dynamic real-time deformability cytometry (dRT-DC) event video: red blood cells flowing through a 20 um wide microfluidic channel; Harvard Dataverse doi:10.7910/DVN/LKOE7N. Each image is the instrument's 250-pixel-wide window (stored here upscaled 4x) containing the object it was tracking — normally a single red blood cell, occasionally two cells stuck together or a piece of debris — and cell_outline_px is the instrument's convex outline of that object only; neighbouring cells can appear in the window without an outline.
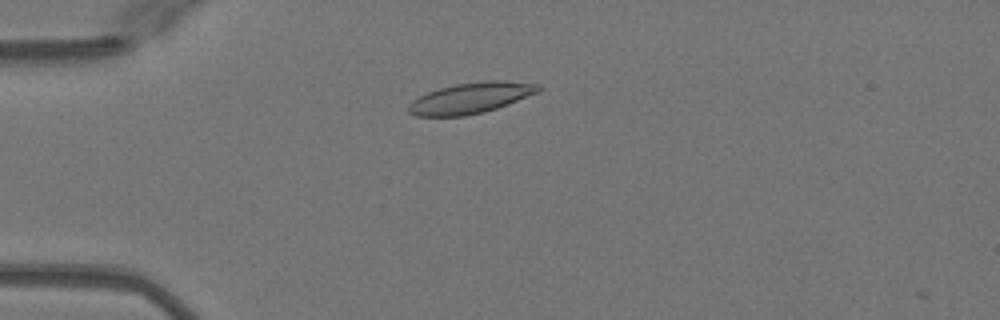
{"species": "Egyptian fruit bat (a non-hibernating species)", "species_latin": "Rousettus aegyptiacus", "temperature_condition": "warm", "stored_images_in_passage": 10, "camera_frame_rate_fps": 3000, "um_per_image_px": 0.085, "animal": {"sex": "female"}, "frame": {"image": 1, "passage_image": 8, "time_ms": 2.333, "image_size_px": [1000, 320], "cell_outline_px": [[544, 88], [540, 92], [508, 104], [484, 112], [464, 116], [416, 116], [408, 112], [408, 104], [412, 100], [428, 92], [440, 88], [456, 84], [488, 80], [500, 80], [540, 84]], "centroid_in_image_um": [40.05, 8.32], "position_along_channel_um": 45.0, "area_um2": 23.41}}